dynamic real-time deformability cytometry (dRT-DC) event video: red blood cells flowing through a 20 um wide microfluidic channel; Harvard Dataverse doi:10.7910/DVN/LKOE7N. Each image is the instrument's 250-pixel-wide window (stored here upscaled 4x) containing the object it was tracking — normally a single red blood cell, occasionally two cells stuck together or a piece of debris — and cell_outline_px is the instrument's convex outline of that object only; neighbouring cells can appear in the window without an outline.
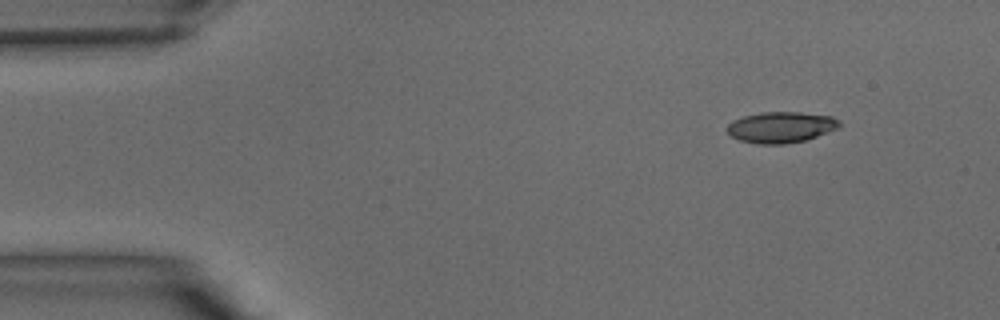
{"species": "common noctule bat (a hibernating species)", "species_latin": "Nyctalus noctula", "temperature_condition": "warm", "stored_images_in_passage": 36, "camera_frame_rate_fps": 3000, "um_per_image_px": 0.085, "animal": {"sex": "male", "body_mass_g": 15.6}, "frame": {"image": 1, "passage_image": 1, "time_ms": 0.0, "image_size_px": [1000, 320], "cell_outline_px": [[840, 128], [804, 140], [784, 144], [760, 144], [740, 140], [732, 136], [724, 128], [732, 120], [744, 116], [760, 112], [800, 112], [832, 116], [840, 120]], "centroid_in_image_um": [66.38, 10.8], "position_along_channel_um": 18.6, "area_um2": 20.35}}
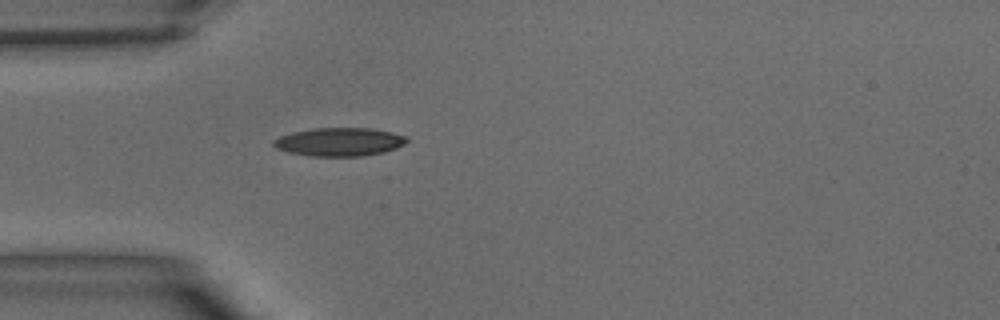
{"frame": {"image": 2, "passage_image": 8, "time_ms": 2.333, "image_size_px": [1000, 320], "cell_outline_px": [[408, 140], [404, 144], [396, 148], [384, 152], [364, 156], [312, 156], [288, 152], [276, 148], [272, 144], [272, 140], [280, 136], [292, 132], [312, 128], [368, 128], [392, 132], [408, 136]], "centroid_in_image_um": [28.85, 12.06], "position_along_channel_um": 56.2, "area_um2": 22.14}}
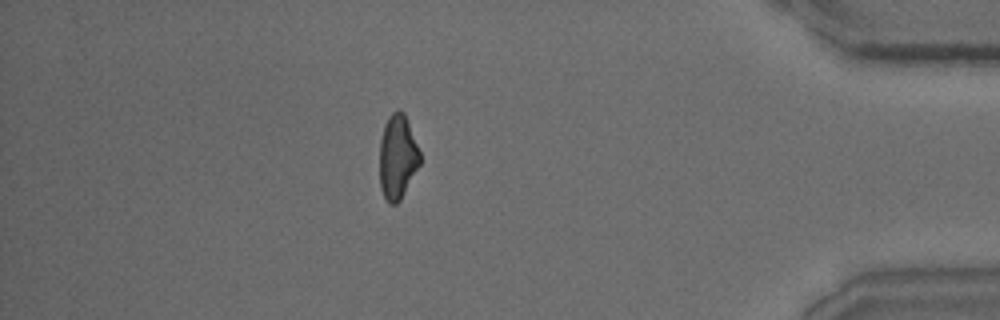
{"frame": {"image": 3, "passage_image": 31, "time_ms": 10.0, "image_size_px": [1000, 320], "cell_outline_px": [[420, 164], [400, 200], [396, 204], [388, 204], [380, 188], [380, 140], [384, 124], [388, 116], [392, 112], [404, 112], [420, 152]], "centroid_in_image_um": [33.78, 13.36], "position_along_channel_um": 401.4, "area_um2": 19.71}}